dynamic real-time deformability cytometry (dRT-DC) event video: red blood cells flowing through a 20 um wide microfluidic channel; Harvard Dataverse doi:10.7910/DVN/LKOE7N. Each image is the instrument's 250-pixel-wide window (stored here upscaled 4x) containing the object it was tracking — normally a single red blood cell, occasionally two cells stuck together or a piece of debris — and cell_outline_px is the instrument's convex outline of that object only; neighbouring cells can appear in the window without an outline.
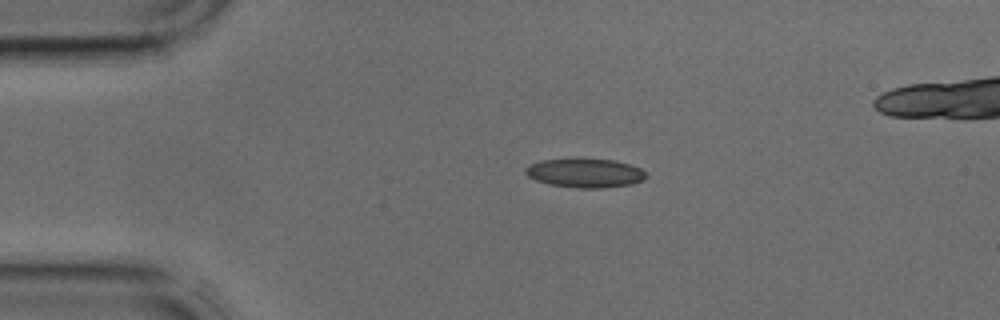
{"species": "common noctule bat (a hibernating species)", "species_latin": "Nyctalus noctula", "temperature_condition": "cold", "stored_images_in_passage": 3, "camera_frame_rate_fps": 3000, "um_per_image_px": 0.085, "animal": {"sex": "male", "body_mass_g": 17.9, "forearm_length_mm": 54.2}, "frame": {"image": 1, "passage_image": 3, "time_ms": 0.667, "image_size_px": [1000, 320], "cell_outline_px": [[648, 176], [644, 180], [632, 184], [604, 188], [576, 188], [548, 184], [536, 180], [528, 176], [524, 172], [524, 168], [528, 164], [540, 160], [576, 156], [584, 156], [616, 160], [640, 168]], "centroid_in_image_um": [49.69, 14.66], "position_along_channel_um": 35.3, "area_um2": 21.44}}